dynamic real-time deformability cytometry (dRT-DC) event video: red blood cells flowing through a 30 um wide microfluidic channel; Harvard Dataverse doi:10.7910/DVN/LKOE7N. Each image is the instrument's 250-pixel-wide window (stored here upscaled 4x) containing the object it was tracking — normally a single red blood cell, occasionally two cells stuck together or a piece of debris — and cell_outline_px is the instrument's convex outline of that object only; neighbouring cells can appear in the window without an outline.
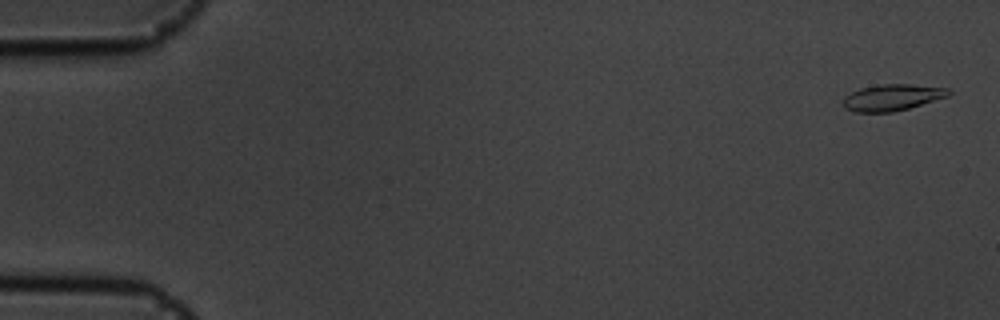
{"species": "common noctule bat (a hibernating species)", "species_latin": "Nyctalus noctula", "temperature_condition": "cold", "stored_images_in_passage": 56, "camera_frame_rate_fps": 3000, "um_per_image_px": 0.085, "animal": {"sex": "male", "body_mass_g": 19.5, "forearm_length_mm": 54.6}, "frame": {"image": 1, "passage_image": 2, "time_ms": 0.333, "image_size_px": [1000, 320], "cell_outline_px": [[952, 92], [948, 96], [908, 108], [892, 112], [856, 112], [844, 108], [844, 96], [860, 88], [884, 84], [908, 84], [948, 88]], "centroid_in_image_um": [75.83, 8.28], "position_along_channel_um": 9.2, "area_um2": 16.01}}
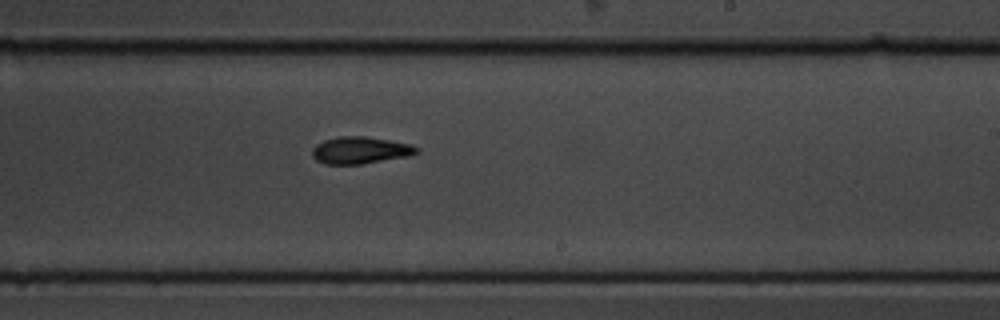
{"frame": {"image": 2, "passage_image": 34, "time_ms": 11.0, "image_size_px": [1000, 320], "cell_outline_px": [[420, 152], [404, 156], [360, 164], [324, 164], [316, 160], [312, 156], [312, 148], [316, 144], [324, 140], [340, 136], [368, 136], [412, 144], [420, 148]], "centroid_in_image_um": [30.6, 12.75], "position_along_channel_um": 258.4, "area_um2": 16.42}}
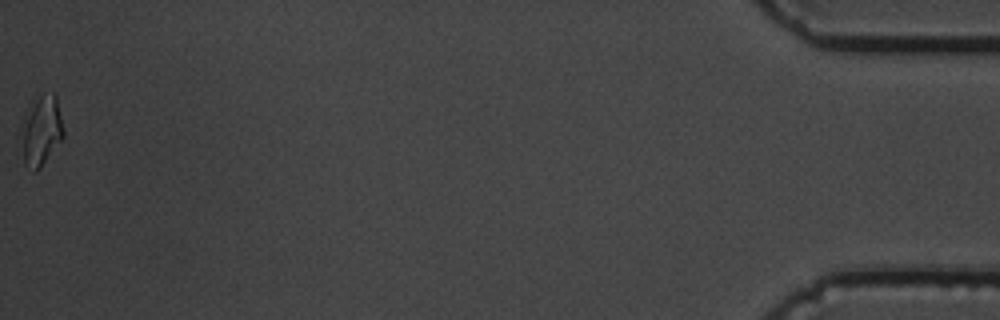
{"frame": {"image": 3, "passage_image": 56, "time_ms": 18.333, "image_size_px": [1000, 320], "cell_outline_px": [[64, 136], [40, 168], [36, 172], [32, 172], [24, 164], [20, 128], [24, 112], [32, 100], [44, 92], [52, 92], [56, 96], [64, 128]], "centroid_in_image_um": [3.48, 11.07], "position_along_channel_um": 431.7, "area_um2": 17.74}, "authors_computed_cell_mechanics": {"area_um2": 16.1262, "velocity_mm_per_s": 3.6421, "shape_relaxation_time_tau1_ms": 3.0076, "shape_relaxation_time_tau2_ms": 5.4507, "deformation_change_tau1": 0.16, "deformation_change_tau2": 0.1271}}